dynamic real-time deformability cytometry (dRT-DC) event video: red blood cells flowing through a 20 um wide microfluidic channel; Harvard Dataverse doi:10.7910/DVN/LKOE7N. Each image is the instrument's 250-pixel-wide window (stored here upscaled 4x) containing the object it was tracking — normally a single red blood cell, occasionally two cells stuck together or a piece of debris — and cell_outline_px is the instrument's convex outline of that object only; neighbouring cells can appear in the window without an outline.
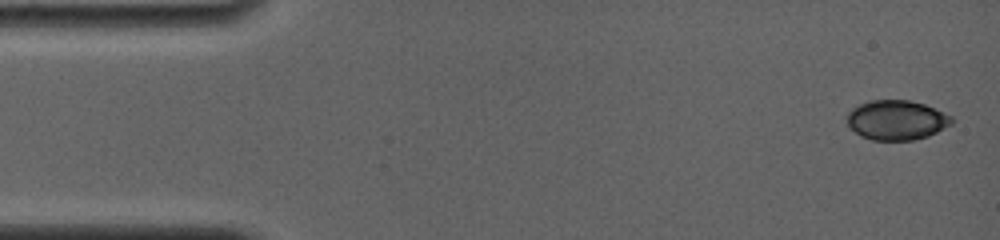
{"species": "common noctule bat (a hibernating species)", "species_latin": "Nyctalus noctula", "temperature_condition": "room temperature", "stored_images_in_passage": 16, "camera_frame_rate_fps": 4000, "um_per_image_px": 0.085, "animal": {"sex": "female", "body_mass_g": 19.0, "forearm_length_mm": 56.7}, "frame": {"image": 1, "passage_image": 1, "time_ms": 0.0, "image_size_px": [1000, 240], "cell_outline_px": [[952, 124], [928, 136], [912, 140], [872, 140], [860, 136], [848, 128], [848, 112], [852, 108], [860, 104], [872, 100], [908, 100], [924, 104], [952, 116]], "centroid_in_image_um": [76.18, 10.21], "position_along_channel_um": 8.8, "area_um2": 24.16}}
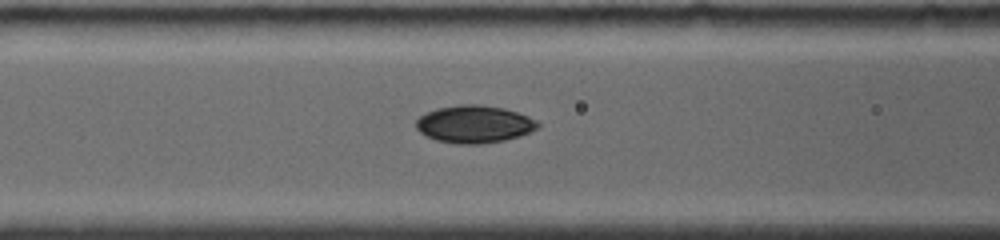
{"frame": {"image": 2, "passage_image": 10, "time_ms": 6.0, "image_size_px": [1000, 240], "cell_outline_px": [[540, 128], [520, 136], [504, 140], [480, 144], [456, 144], [436, 140], [420, 132], [416, 128], [416, 120], [420, 116], [436, 108], [460, 104], [480, 104], [504, 108], [528, 116], [536, 120], [540, 124]], "centroid_in_image_um": [40.33, 10.55], "position_along_channel_um": 126.3, "area_um2": 26.7}}
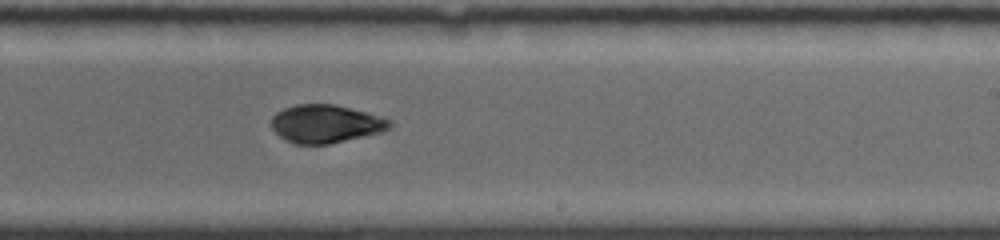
{"frame": {"image": 3, "passage_image": 16, "time_ms": 9.5, "image_size_px": [1000, 240], "cell_outline_px": [[392, 124], [388, 128], [380, 132], [328, 144], [296, 144], [284, 140], [272, 128], [272, 116], [276, 112], [284, 108], [296, 104], [336, 104], [392, 120]], "centroid_in_image_um": [27.64, 10.52], "position_along_channel_um": 261.4, "area_um2": 26.01}}